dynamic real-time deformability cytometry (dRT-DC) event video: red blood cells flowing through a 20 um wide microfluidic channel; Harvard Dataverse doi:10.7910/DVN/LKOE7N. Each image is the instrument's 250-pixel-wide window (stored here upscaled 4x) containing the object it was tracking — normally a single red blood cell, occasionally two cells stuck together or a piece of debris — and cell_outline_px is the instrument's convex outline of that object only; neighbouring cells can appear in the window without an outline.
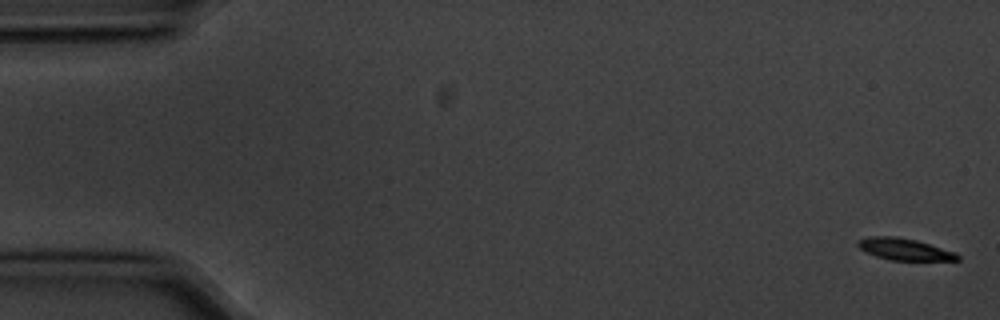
{"species": "common noctule bat (a hibernating species)", "species_latin": "Nyctalus noctula", "temperature_condition": "cold", "stored_images_in_passage": 6, "segment_of_instrument_passage": [1, 2], "camera_frame_rate_fps": 3000, "um_per_image_px": 0.085, "animal": {"sex": "male", "body_mass_g": 20.1, "forearm_length_mm": 53.5}, "frame": {"image": 1, "passage_image": 1, "time_ms": 0.0, "image_size_px": [1000, 320], "cell_outline_px": [[960, 260], [892, 260], [876, 256], [860, 248], [856, 244], [856, 240], [868, 236], [896, 236], [916, 240], [956, 252], [960, 256]], "centroid_in_image_um": [76.87, 21.17], "position_along_channel_um": 8.1, "area_um2": 12.6}}
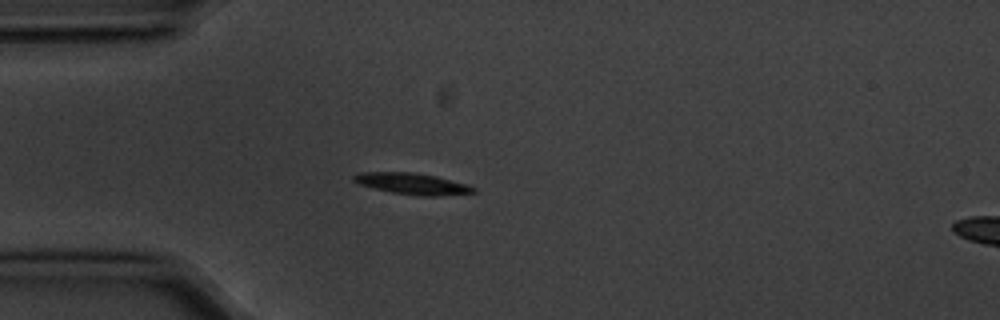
{"frame": {"image": 2, "passage_image": 5, "time_ms": 1.333, "image_size_px": [1000, 320], "cell_outline_px": [[476, 192], [440, 196], [420, 196], [392, 192], [360, 184], [352, 180], [352, 176], [360, 172], [412, 172], [436, 176], [468, 184], [476, 188]], "centroid_in_image_um": [35.08, 15.61], "position_along_channel_um": 49.9, "area_um2": 14.8}}